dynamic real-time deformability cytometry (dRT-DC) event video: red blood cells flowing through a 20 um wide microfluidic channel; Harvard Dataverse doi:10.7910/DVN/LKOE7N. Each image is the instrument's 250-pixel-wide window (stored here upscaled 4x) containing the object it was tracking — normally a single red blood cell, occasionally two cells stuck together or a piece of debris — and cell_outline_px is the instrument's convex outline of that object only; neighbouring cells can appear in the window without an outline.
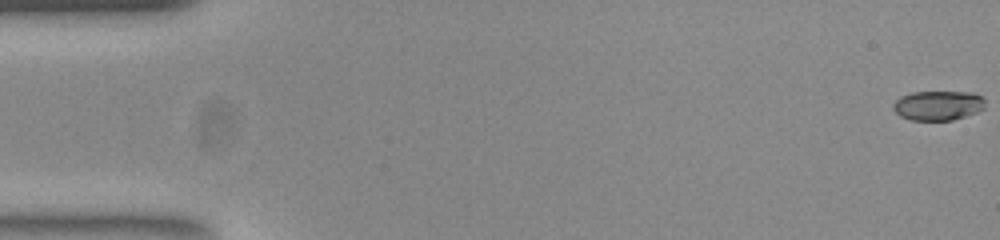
{"species": "common noctule bat (a hibernating species)", "species_latin": "Nyctalus noctula", "temperature_condition": "room temperature", "stored_images_in_passage": 53, "camera_frame_rate_fps": 3000, "um_per_image_px": 0.085, "animal": {"sex": "female", "body_mass_g": 23.0, "forearm_length_mm": 53.4}, "frame": {"image": 1, "passage_image": 1, "time_ms": 0.0, "image_size_px": [1000, 240], "cell_outline_px": [[984, 108], [976, 112], [952, 120], [912, 120], [900, 116], [892, 108], [892, 104], [900, 96], [912, 92], [972, 92], [980, 96], [984, 100]], "centroid_in_image_um": [79.7, 8.96], "position_along_channel_um": 5.3, "area_um2": 15.78}}
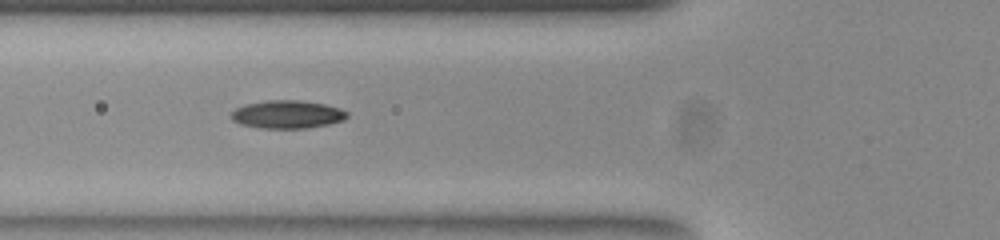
{"frame": {"image": 2, "passage_image": 20, "time_ms": 6.333, "image_size_px": [1000, 240], "cell_outline_px": [[348, 116], [344, 120], [328, 124], [304, 128], [260, 128], [240, 124], [232, 120], [228, 116], [236, 108], [248, 104], [268, 100], [300, 100], [324, 104], [340, 108], [348, 112]], "centroid_in_image_um": [24.41, 9.72], "position_along_channel_um": 101.4, "area_um2": 18.9}}
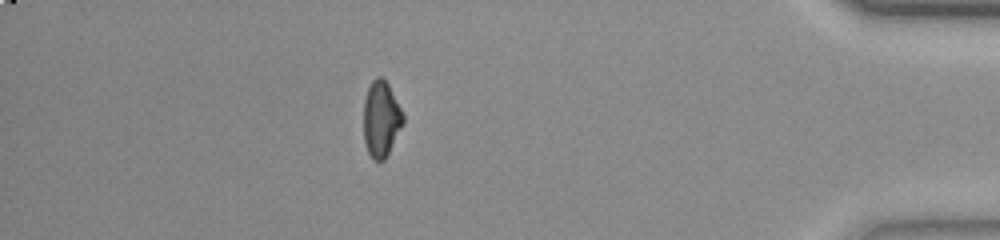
{"frame": {"image": 3, "passage_image": 47, "time_ms": 15.333, "image_size_px": [1000, 240], "cell_outline_px": [[404, 124], [384, 160], [376, 160], [368, 152], [364, 140], [364, 100], [368, 88], [372, 80], [376, 76], [380, 76], [388, 84], [404, 116]], "centroid_in_image_um": [32.4, 10.1], "position_along_channel_um": 402.8, "area_um2": 17.22}, "authors_computed_cell_mechanics": {"area_um2": 17.9758, "velocity_mm_per_s": 3.8812, "shape_relaxation_time_tau1_ms": 6.8909, "shape_relaxation_time_tau2_ms": 5.1374, "deformation_change_tau1": 0.1857, "deformation_change_tau2": 0.0887}}